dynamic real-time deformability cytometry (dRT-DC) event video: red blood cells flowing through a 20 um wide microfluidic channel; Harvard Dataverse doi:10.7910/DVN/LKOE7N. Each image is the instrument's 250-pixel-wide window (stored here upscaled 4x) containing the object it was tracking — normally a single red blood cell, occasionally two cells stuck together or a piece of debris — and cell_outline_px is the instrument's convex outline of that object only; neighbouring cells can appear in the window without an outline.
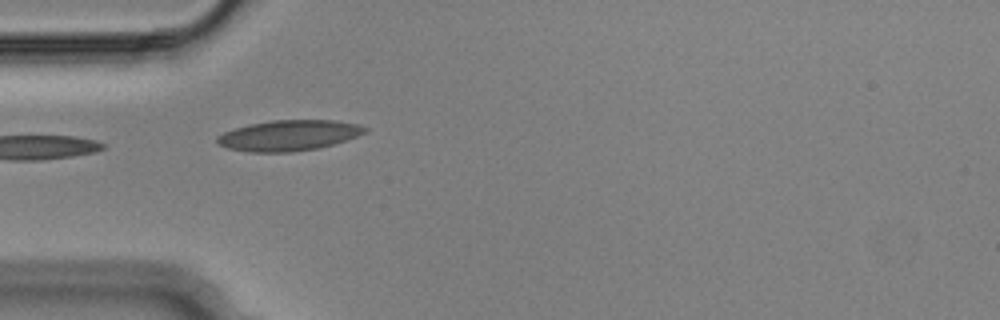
{"species": "Egyptian fruit bat (a non-hibernating species)", "species_latin": "Rousettus aegyptiacus", "temperature_condition": "cold", "stored_images_in_passage": 5, "camera_frame_rate_fps": 3000, "um_per_image_px": 0.085, "animal": {"sex": "male"}, "frame": {"image": 1, "passage_image": 1, "time_ms": 0.0, "image_size_px": [1000, 320], "cell_outline_px": [[368, 128], [364, 132], [356, 136], [332, 144], [316, 148], [288, 152], [248, 152], [228, 148], [216, 144], [216, 136], [224, 132], [248, 124], [272, 120], [336, 120], [360, 124]], "centroid_in_image_um": [24.5, 11.5], "position_along_channel_um": 60.5, "area_um2": 26.24}}
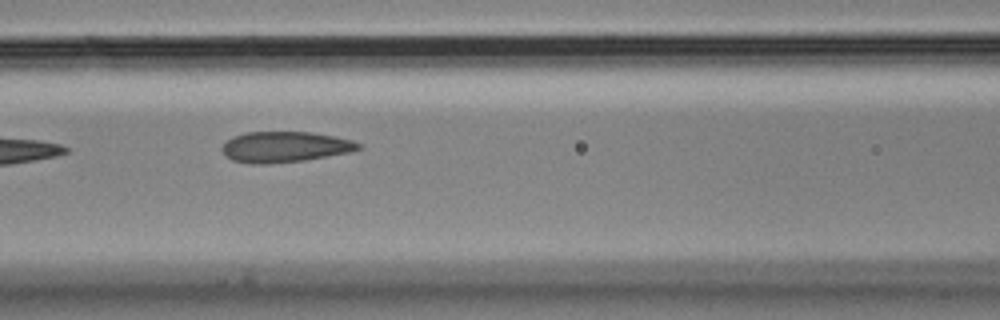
{"frame": {"image": 2, "passage_image": 3, "time_ms": 0.667, "image_size_px": [1000, 320], "cell_outline_px": [[364, 148], [348, 152], [304, 160], [268, 164], [252, 164], [232, 160], [220, 148], [232, 136], [248, 132], [312, 132], [352, 140], [360, 144]], "centroid_in_image_um": [24.21, 12.48], "position_along_channel_um": 142.4, "area_um2": 24.22}}